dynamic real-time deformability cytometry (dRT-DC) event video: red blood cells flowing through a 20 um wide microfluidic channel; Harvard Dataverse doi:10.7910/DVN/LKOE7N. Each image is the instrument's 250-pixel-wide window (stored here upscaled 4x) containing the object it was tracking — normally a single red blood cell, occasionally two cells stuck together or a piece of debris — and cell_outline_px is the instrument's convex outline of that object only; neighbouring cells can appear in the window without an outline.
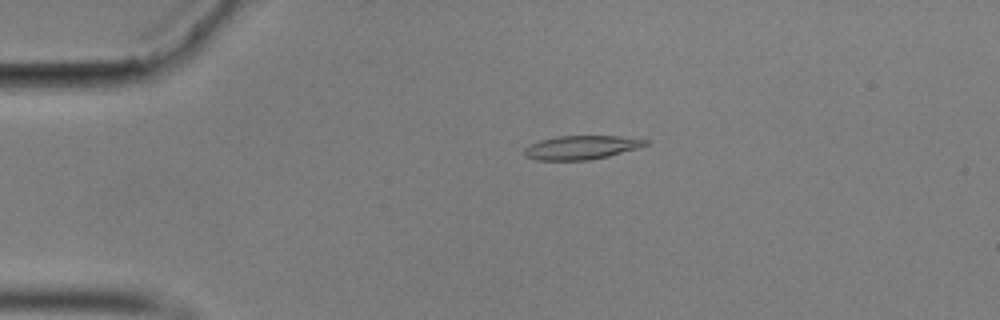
{"species": "common noctule bat (a hibernating species)", "species_latin": "Nyctalus noctula", "temperature_condition": "cold", "stored_images_in_passage": 51, "camera_frame_rate_fps": 3000, "um_per_image_px": 0.085, "animal": {"sex": "male", "body_mass_g": 17.9}, "frame": {"image": 1, "passage_image": 6, "time_ms": 1.667, "image_size_px": [1000, 320], "cell_outline_px": [[652, 140], [648, 144], [640, 148], [608, 156], [588, 160], [536, 160], [524, 156], [524, 148], [540, 140], [556, 136], [620, 136]], "centroid_in_image_um": [49.46, 12.53], "position_along_channel_um": 35.5, "area_um2": 16.94}}
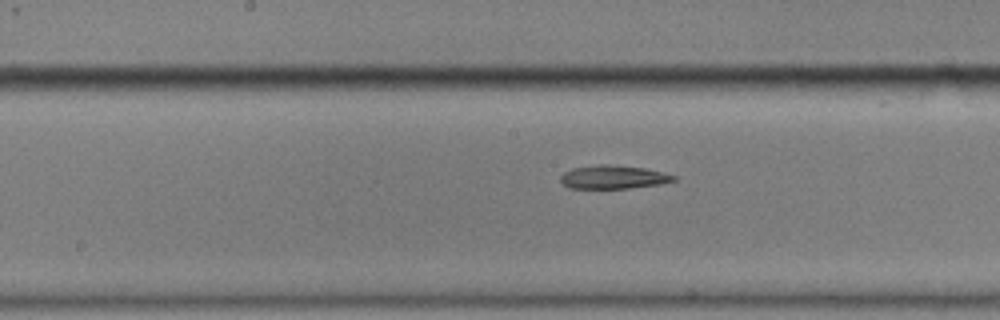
{"frame": {"image": 2, "passage_image": 23, "time_ms": 7.333, "image_size_px": [1000, 320], "cell_outline_px": [[676, 180], [660, 184], [628, 188], [568, 188], [560, 180], [560, 176], [564, 172], [572, 168], [600, 164], [604, 164], [644, 168], [676, 176]], "centroid_in_image_um": [52.09, 15.05], "position_along_channel_um": 196.1, "area_um2": 15.26}}
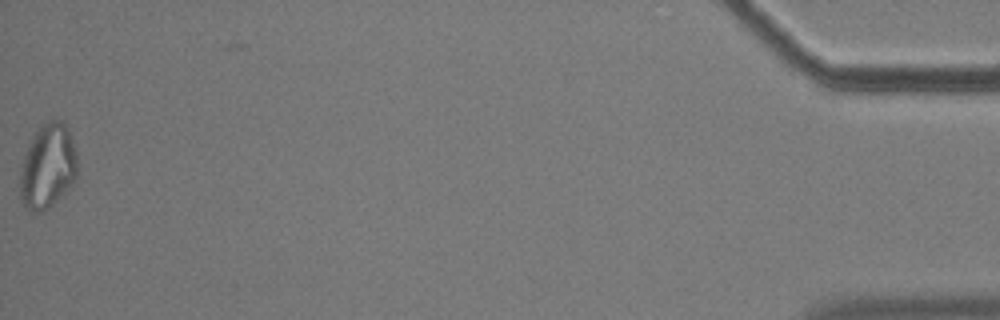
{"frame": {"image": 3, "passage_image": 51, "time_ms": 16.667, "image_size_px": [1000, 320], "cell_outline_px": [[76, 176], [72, 184], [48, 208], [36, 212], [28, 212], [24, 208], [20, 200], [20, 168], [28, 144], [40, 124], [48, 120], [60, 120], [68, 128], [76, 152]], "centroid_in_image_um": [4.02, 14.14], "position_along_channel_um": 431.2, "area_um2": 28.26}}